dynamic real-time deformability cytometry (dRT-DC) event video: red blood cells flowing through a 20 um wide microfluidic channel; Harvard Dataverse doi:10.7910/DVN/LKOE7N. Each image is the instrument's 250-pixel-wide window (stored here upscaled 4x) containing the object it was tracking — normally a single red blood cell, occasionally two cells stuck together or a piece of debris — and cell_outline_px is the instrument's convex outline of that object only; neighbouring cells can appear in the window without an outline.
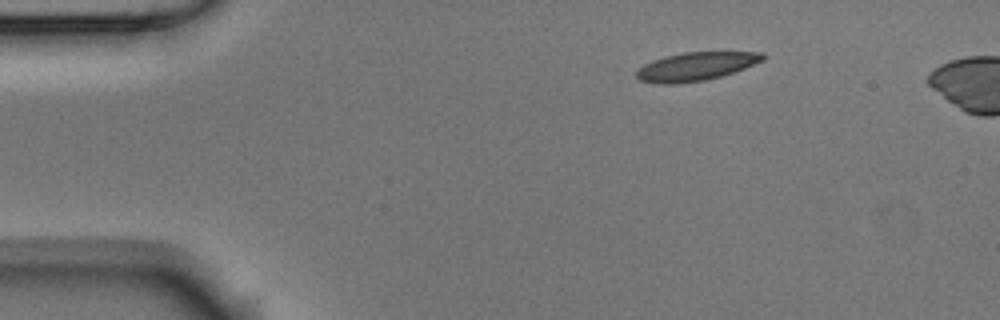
{"species": "Egyptian fruit bat (a non-hibernating species)", "species_latin": "Rousettus aegyptiacus", "temperature_condition": "room temperature", "stored_images_in_passage": 4, "camera_frame_rate_fps": 3000, "um_per_image_px": 0.085, "animal": {"sex": "male"}, "frame": {"image": 1, "passage_image": 1, "time_ms": 0.0, "image_size_px": [1000, 320], "cell_outline_px": [[764, 60], [744, 68], [720, 76], [704, 80], [676, 84], [656, 84], [640, 80], [636, 76], [636, 72], [644, 64], [652, 60], [664, 56], [684, 52], [764, 52]], "centroid_in_image_um": [59.12, 5.64], "position_along_channel_um": 25.9, "area_um2": 20.81}}